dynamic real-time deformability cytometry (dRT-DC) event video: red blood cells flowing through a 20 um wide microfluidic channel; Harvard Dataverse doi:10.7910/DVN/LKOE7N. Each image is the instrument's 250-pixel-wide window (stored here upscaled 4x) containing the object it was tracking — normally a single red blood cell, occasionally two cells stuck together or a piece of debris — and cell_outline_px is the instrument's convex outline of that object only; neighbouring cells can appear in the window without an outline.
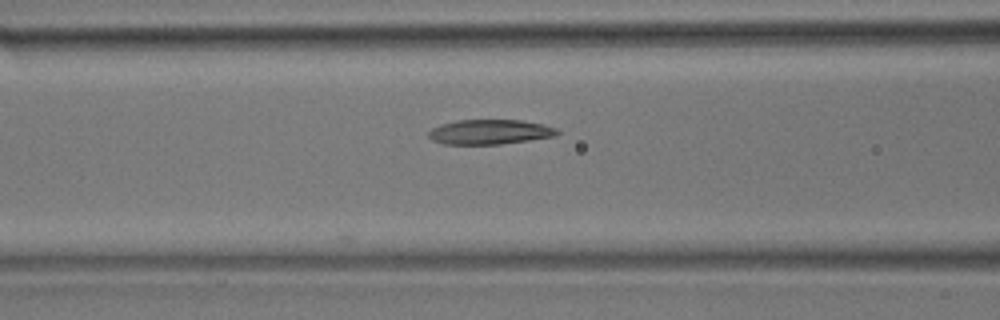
{"species": "common noctule bat (a hibernating species)", "species_latin": "Nyctalus noctula", "temperature_condition": "room temperature", "stored_images_in_passage": 6, "camera_frame_rate_fps": 3000, "um_per_image_px": 0.085, "animal": {"sex": "male", "body_mass_g": 17.9}, "frame": {"image": 1, "passage_image": 6, "time_ms": 1.667, "image_size_px": [1000, 320], "cell_outline_px": [[560, 132], [556, 136], [500, 144], [444, 144], [432, 140], [428, 136], [428, 132], [432, 128], [440, 124], [456, 120], [520, 120], [544, 124], [556, 128]], "centroid_in_image_um": [41.62, 11.21], "position_along_channel_um": 125.0, "area_um2": 18.61}}